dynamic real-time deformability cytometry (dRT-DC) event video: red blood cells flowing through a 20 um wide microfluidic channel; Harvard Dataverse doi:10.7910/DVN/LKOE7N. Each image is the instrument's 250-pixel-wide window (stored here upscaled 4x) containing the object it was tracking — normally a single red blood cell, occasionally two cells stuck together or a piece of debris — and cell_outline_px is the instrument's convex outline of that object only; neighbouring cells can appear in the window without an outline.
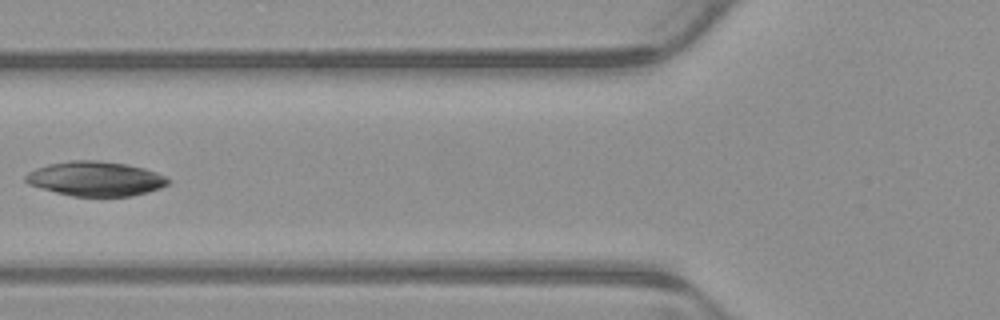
{"species": "common noctule bat (a hibernating species)", "species_latin": "Nyctalus noctula", "temperature_condition": "warm", "stored_images_in_passage": 6, "camera_frame_rate_fps": 3000, "um_per_image_px": 0.085, "animal": {"sex": "male", "body_mass_g": 23.1, "forearm_length_mm": 52.7}, "frame": {"image": 1, "passage_image": 5, "time_ms": 1.333, "image_size_px": [1000, 320], "cell_outline_px": [[172, 180], [168, 184], [160, 188], [148, 192], [132, 196], [72, 196], [56, 192], [28, 184], [24, 180], [24, 176], [28, 172], [36, 168], [48, 164], [72, 160], [100, 160], [128, 164], [144, 168], [156, 172]], "centroid_in_image_um": [8.13, 15.18], "position_along_channel_um": 117.7, "area_um2": 28.84}}
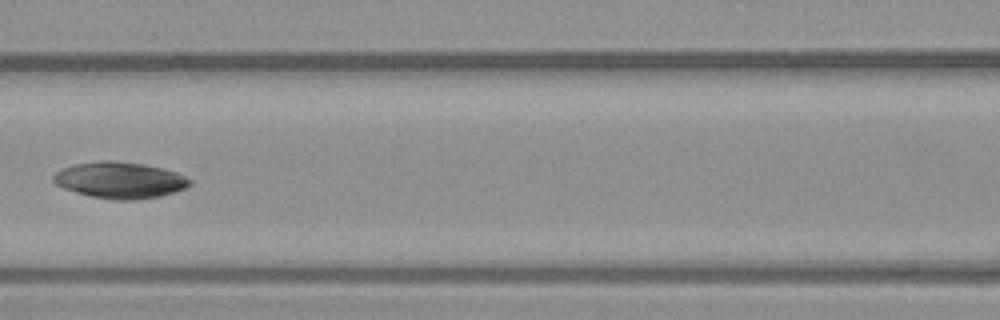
{"frame": {"image": 2, "passage_image": 6, "time_ms": 1.667, "image_size_px": [1000, 320], "cell_outline_px": [[192, 184], [184, 188], [160, 196], [136, 200], [112, 200], [92, 196], [76, 192], [64, 188], [56, 184], [52, 180], [52, 176], [56, 172], [64, 168], [76, 164], [100, 160], [112, 160], [144, 164], [176, 172], [192, 180]], "centroid_in_image_um": [10.18, 15.31], "position_along_channel_um": 156.4, "area_um2": 28.73}}